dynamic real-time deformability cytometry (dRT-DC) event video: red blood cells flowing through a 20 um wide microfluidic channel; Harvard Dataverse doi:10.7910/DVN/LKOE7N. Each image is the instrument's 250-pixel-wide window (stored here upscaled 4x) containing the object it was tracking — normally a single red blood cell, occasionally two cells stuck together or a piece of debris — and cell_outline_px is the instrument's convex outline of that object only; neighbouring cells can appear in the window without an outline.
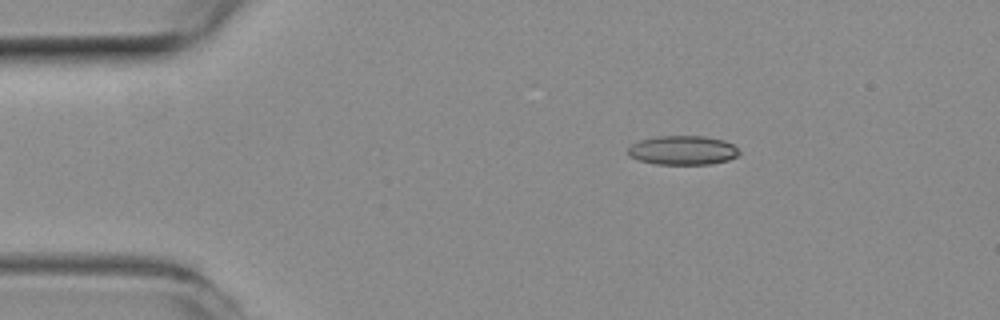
{"species": "common noctule bat (a hibernating species)", "species_latin": "Nyctalus noctula", "temperature_condition": "room temperature", "stored_images_in_passage": 48, "camera_frame_rate_fps": 3000, "um_per_image_px": 0.085, "animal": {"sex": "female", "body_mass_g": 19.3, "forearm_length_mm": 54.1}, "frame": {"image": 1, "passage_image": 5, "time_ms": 1.333, "image_size_px": [1000, 320], "cell_outline_px": [[740, 152], [736, 156], [728, 160], [708, 164], [656, 164], [640, 160], [628, 156], [628, 148], [632, 144], [640, 140], [656, 136], [704, 136], [724, 140], [732, 144]], "centroid_in_image_um": [58.01, 12.77], "position_along_channel_um": 27.0, "area_um2": 18.79}}
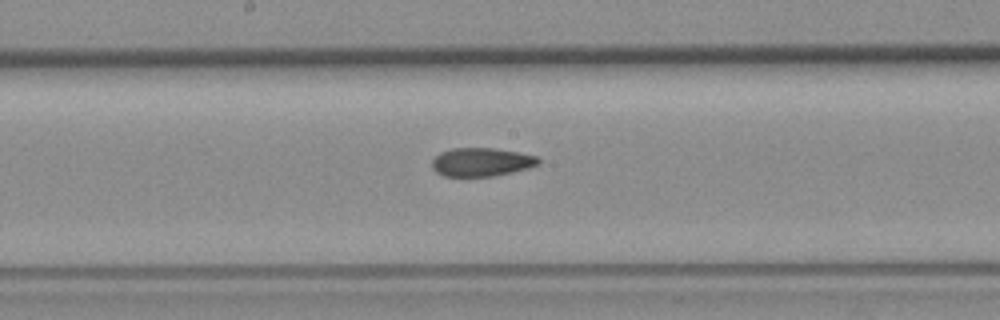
{"frame": {"image": 2, "passage_image": 23, "time_ms": 7.333, "image_size_px": [1000, 320], "cell_outline_px": [[540, 164], [528, 168], [512, 172], [492, 176], [444, 176], [436, 172], [432, 168], [432, 160], [440, 152], [452, 148], [492, 148], [516, 152], [536, 156], [540, 160]], "centroid_in_image_um": [40.9, 13.77], "position_along_channel_um": 207.3, "area_um2": 17.57}}
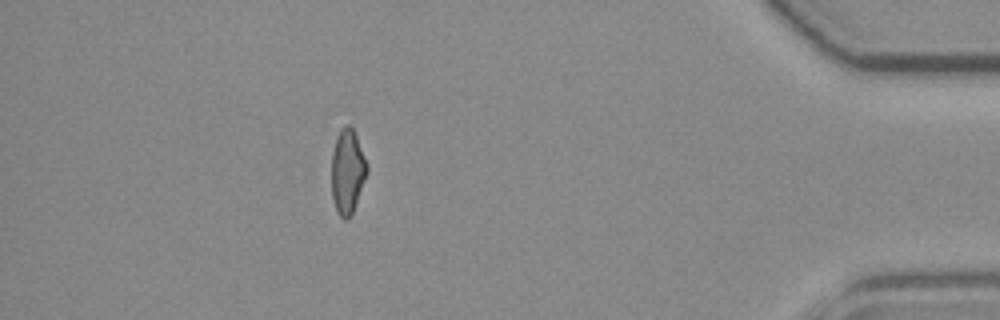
{"frame": {"image": 3, "passage_image": 42, "time_ms": 13.667, "image_size_px": [1000, 320], "cell_outline_px": [[368, 172], [352, 216], [348, 220], [344, 220], [336, 212], [332, 196], [332, 152], [340, 128], [344, 124], [348, 124], [352, 128], [356, 136], [368, 164]], "centroid_in_image_um": [29.54, 14.62], "position_along_channel_um": 405.7, "area_um2": 17.69}, "authors_computed_cell_mechanics": {"area_um2": 18.2937, "velocity_mm_per_s": 3.9891, "shape_relaxation_time_tau1_ms": null, "shape_relaxation_time_tau2_ms": 3.6047, "deformation_change_tau1": null, "deformation_change_tau2": 0.1122}}